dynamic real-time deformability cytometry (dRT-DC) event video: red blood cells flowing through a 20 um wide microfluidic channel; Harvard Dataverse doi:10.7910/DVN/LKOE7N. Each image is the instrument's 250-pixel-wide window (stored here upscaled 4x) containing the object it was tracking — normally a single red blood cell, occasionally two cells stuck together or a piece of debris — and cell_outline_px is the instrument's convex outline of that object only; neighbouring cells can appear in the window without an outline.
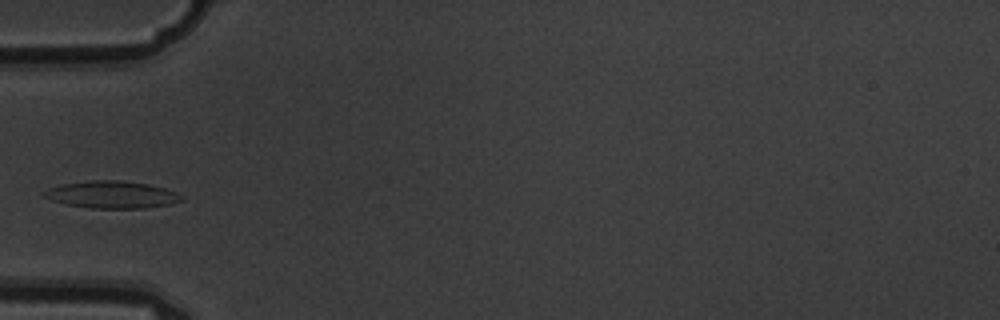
{"species": "common noctule bat (a hibernating species)", "species_latin": "Nyctalus noctula", "temperature_condition": "warm", "stored_images_in_passage": 4, "camera_frame_rate_fps": 3000, "um_per_image_px": 0.085, "animal": {"sex": "male", "body_mass_g": 19.5, "forearm_length_mm": 54.6}, "frame": {"image": 1, "passage_image": 3, "time_ms": 0.667, "image_size_px": [1000, 320], "cell_outline_px": [[184, 200], [168, 204], [144, 208], [88, 208], [68, 204], [52, 200], [44, 196], [44, 192], [48, 188], [64, 184], [92, 180], [120, 180], [148, 184], [164, 188], [176, 192], [184, 196]], "centroid_in_image_um": [9.54, 16.54], "position_along_channel_um": 75.5, "area_um2": 21.56}}
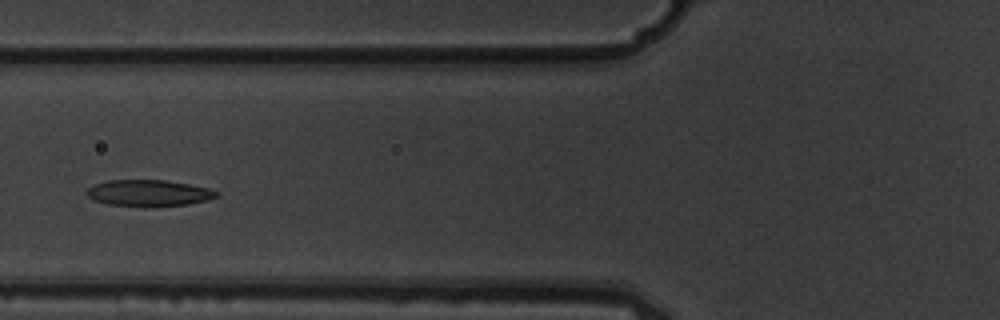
{"frame": {"image": 2, "passage_image": 4, "time_ms": 1.0, "image_size_px": [1000, 320], "cell_outline_px": [[220, 196], [208, 200], [188, 204], [152, 208], [144, 208], [108, 204], [96, 200], [88, 196], [84, 192], [88, 188], [96, 184], [108, 180], [164, 180], [188, 184], [208, 188], [220, 192]], "centroid_in_image_um": [12.68, 16.43], "position_along_channel_um": 113.1, "area_um2": 20.35}}